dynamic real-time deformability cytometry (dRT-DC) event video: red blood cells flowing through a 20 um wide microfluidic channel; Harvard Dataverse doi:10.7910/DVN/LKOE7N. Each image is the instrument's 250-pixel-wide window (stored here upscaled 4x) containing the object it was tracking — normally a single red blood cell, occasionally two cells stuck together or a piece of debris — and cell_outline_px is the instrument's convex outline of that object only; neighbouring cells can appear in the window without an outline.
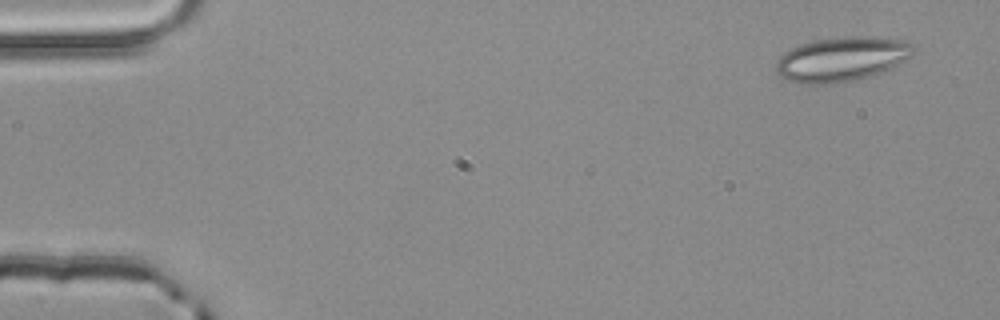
{"species": "common noctule bat (a hibernating species)", "species_latin": "Nyctalus noctula", "temperature_condition": "room temperature", "stored_images_in_passage": 3, "camera_frame_rate_fps": 3000, "um_per_image_px": 0.085, "animal": {"sex": "male", "body_mass_g": 20.4}, "frame": {"image": 1, "passage_image": 1, "time_ms": 0.0, "image_size_px": [1000, 320], "cell_outline_px": [[916, 52], [912, 56], [892, 68], [872, 76], [852, 80], [828, 84], [804, 84], [788, 80], [780, 76], [776, 72], [776, 60], [784, 52], [800, 44], [816, 40], [852, 36], [876, 36], [908, 40], [916, 44]], "centroid_in_image_um": [71.62, 5.01], "position_along_channel_um": 13.4, "area_um2": 36.13}}
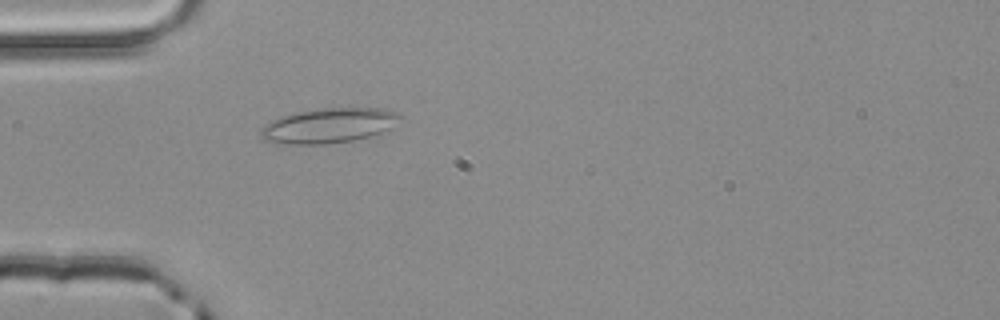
{"frame": {"image": 2, "passage_image": 3, "time_ms": 0.667, "image_size_px": [1000, 320], "cell_outline_px": [[404, 116], [392, 128], [368, 136], [352, 140], [324, 144], [284, 144], [264, 140], [260, 136], [260, 128], [264, 124], [280, 116], [296, 112], [324, 108], [384, 108], [396, 112]], "centroid_in_image_um": [27.93, 10.66], "position_along_channel_um": 57.1, "area_um2": 28.38}}